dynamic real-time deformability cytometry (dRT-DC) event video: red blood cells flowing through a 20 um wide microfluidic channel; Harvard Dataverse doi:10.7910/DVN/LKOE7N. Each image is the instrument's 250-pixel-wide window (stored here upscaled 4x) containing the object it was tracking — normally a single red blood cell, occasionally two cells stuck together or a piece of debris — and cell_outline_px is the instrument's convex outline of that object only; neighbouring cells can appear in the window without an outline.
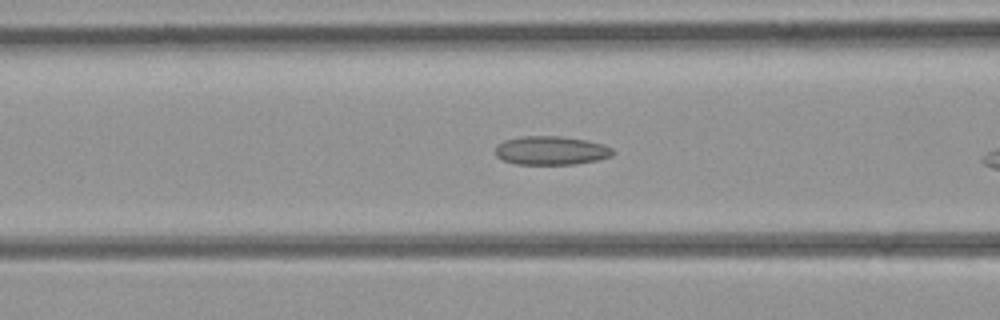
{"species": "common noctule bat (a hibernating species)", "species_latin": "Nyctalus noctula", "temperature_condition": "room temperature", "stored_images_in_passage": 33, "camera_frame_rate_fps": 3000, "um_per_image_px": 0.085, "animal": {"sex": "female", "body_mass_g": 21.9}, "frame": {"image": 1, "passage_image": 15, "time_ms": 4.667, "image_size_px": [1000, 320], "cell_outline_px": [[616, 152], [612, 156], [596, 160], [576, 164], [516, 164], [504, 160], [496, 156], [496, 144], [504, 140], [520, 136], [560, 136], [584, 140], [604, 144], [612, 148]], "centroid_in_image_um": [46.84, 12.79], "position_along_channel_um": 119.8, "area_um2": 19.71}}
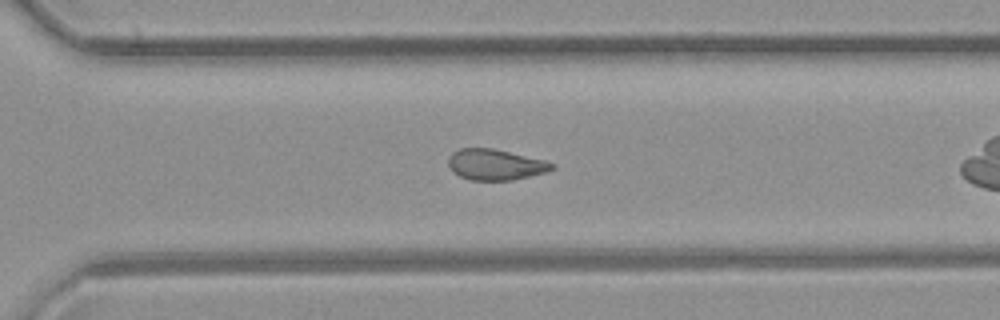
{"frame": {"image": 2, "passage_image": 28, "time_ms": 9.0, "image_size_px": [1000, 320], "cell_outline_px": [[556, 168], [548, 172], [512, 180], [468, 180], [460, 176], [448, 164], [448, 160], [452, 152], [460, 148], [492, 148], [544, 160], [556, 164]], "centroid_in_image_um": [42.15, 13.99], "position_along_channel_um": 328.5, "area_um2": 18.55}}